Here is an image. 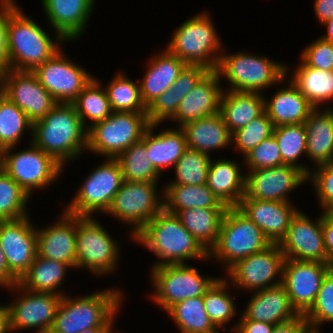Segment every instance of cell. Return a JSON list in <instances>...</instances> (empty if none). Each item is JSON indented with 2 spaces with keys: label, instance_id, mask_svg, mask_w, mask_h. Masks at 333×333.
Listing matches in <instances>:
<instances>
[{
  "label": "cell",
  "instance_id": "6da1fadb",
  "mask_svg": "<svg viewBox=\"0 0 333 333\" xmlns=\"http://www.w3.org/2000/svg\"><path fill=\"white\" fill-rule=\"evenodd\" d=\"M87 132L72 103H57L32 123L31 142L66 167L86 153Z\"/></svg>",
  "mask_w": 333,
  "mask_h": 333
},
{
  "label": "cell",
  "instance_id": "7a4b0ae2",
  "mask_svg": "<svg viewBox=\"0 0 333 333\" xmlns=\"http://www.w3.org/2000/svg\"><path fill=\"white\" fill-rule=\"evenodd\" d=\"M132 241L158 257L152 267L187 264L188 260L210 261L208 252L185 229L180 219L165 209L145 224Z\"/></svg>",
  "mask_w": 333,
  "mask_h": 333
},
{
  "label": "cell",
  "instance_id": "3957f363",
  "mask_svg": "<svg viewBox=\"0 0 333 333\" xmlns=\"http://www.w3.org/2000/svg\"><path fill=\"white\" fill-rule=\"evenodd\" d=\"M124 294L121 288L107 287L77 295V298L68 293L63 295L48 333H79L94 327H114L117 315L123 309Z\"/></svg>",
  "mask_w": 333,
  "mask_h": 333
},
{
  "label": "cell",
  "instance_id": "277c9868",
  "mask_svg": "<svg viewBox=\"0 0 333 333\" xmlns=\"http://www.w3.org/2000/svg\"><path fill=\"white\" fill-rule=\"evenodd\" d=\"M8 34L10 65L16 71L33 72L68 43L59 33L52 39L18 4L9 12Z\"/></svg>",
  "mask_w": 333,
  "mask_h": 333
},
{
  "label": "cell",
  "instance_id": "5b68a950",
  "mask_svg": "<svg viewBox=\"0 0 333 333\" xmlns=\"http://www.w3.org/2000/svg\"><path fill=\"white\" fill-rule=\"evenodd\" d=\"M223 52L219 58L216 72L220 79H226L229 87L223 90L262 93L270 86L285 85L286 64L270 59V57L241 51L232 54Z\"/></svg>",
  "mask_w": 333,
  "mask_h": 333
},
{
  "label": "cell",
  "instance_id": "8992f818",
  "mask_svg": "<svg viewBox=\"0 0 333 333\" xmlns=\"http://www.w3.org/2000/svg\"><path fill=\"white\" fill-rule=\"evenodd\" d=\"M214 24L206 10L193 15L178 25L165 48L187 65L214 71L224 48Z\"/></svg>",
  "mask_w": 333,
  "mask_h": 333
},
{
  "label": "cell",
  "instance_id": "52a82bcc",
  "mask_svg": "<svg viewBox=\"0 0 333 333\" xmlns=\"http://www.w3.org/2000/svg\"><path fill=\"white\" fill-rule=\"evenodd\" d=\"M272 243L261 229L237 207H229L222 220L218 239L209 251L211 261L226 272L237 261L260 252Z\"/></svg>",
  "mask_w": 333,
  "mask_h": 333
},
{
  "label": "cell",
  "instance_id": "ba28073f",
  "mask_svg": "<svg viewBox=\"0 0 333 333\" xmlns=\"http://www.w3.org/2000/svg\"><path fill=\"white\" fill-rule=\"evenodd\" d=\"M100 222L94 216H77L76 271L87 269L99 277L117 271L122 252Z\"/></svg>",
  "mask_w": 333,
  "mask_h": 333
},
{
  "label": "cell",
  "instance_id": "9c48e42d",
  "mask_svg": "<svg viewBox=\"0 0 333 333\" xmlns=\"http://www.w3.org/2000/svg\"><path fill=\"white\" fill-rule=\"evenodd\" d=\"M149 270L153 292L148 297L164 313L185 299L204 296L218 278L203 275L188 263L160 265Z\"/></svg>",
  "mask_w": 333,
  "mask_h": 333
},
{
  "label": "cell",
  "instance_id": "30bf717a",
  "mask_svg": "<svg viewBox=\"0 0 333 333\" xmlns=\"http://www.w3.org/2000/svg\"><path fill=\"white\" fill-rule=\"evenodd\" d=\"M149 125L147 113L113 112L88 129L86 152L116 159L132 144L141 141Z\"/></svg>",
  "mask_w": 333,
  "mask_h": 333
},
{
  "label": "cell",
  "instance_id": "8fae6325",
  "mask_svg": "<svg viewBox=\"0 0 333 333\" xmlns=\"http://www.w3.org/2000/svg\"><path fill=\"white\" fill-rule=\"evenodd\" d=\"M28 144V148L17 152L14 150L18 146L3 149L1 168L32 197L34 191H43L58 181L64 167L31 139Z\"/></svg>",
  "mask_w": 333,
  "mask_h": 333
},
{
  "label": "cell",
  "instance_id": "7c38bea8",
  "mask_svg": "<svg viewBox=\"0 0 333 333\" xmlns=\"http://www.w3.org/2000/svg\"><path fill=\"white\" fill-rule=\"evenodd\" d=\"M158 184L159 182L123 181L105 213L126 227H131L128 235L131 241L145 224L164 209V188L160 192Z\"/></svg>",
  "mask_w": 333,
  "mask_h": 333
},
{
  "label": "cell",
  "instance_id": "4fadbf2b",
  "mask_svg": "<svg viewBox=\"0 0 333 333\" xmlns=\"http://www.w3.org/2000/svg\"><path fill=\"white\" fill-rule=\"evenodd\" d=\"M102 164L90 171L77 187L71 201L63 210L75 216L105 214L123 180L122 170L116 159L105 158Z\"/></svg>",
  "mask_w": 333,
  "mask_h": 333
},
{
  "label": "cell",
  "instance_id": "5bb4252c",
  "mask_svg": "<svg viewBox=\"0 0 333 333\" xmlns=\"http://www.w3.org/2000/svg\"><path fill=\"white\" fill-rule=\"evenodd\" d=\"M15 291L11 300L4 304L7 314L10 333L31 329L34 333H48L53 325L55 314L62 296L35 292L22 288L18 283L3 288V290ZM18 296V297H17ZM20 329V330H19Z\"/></svg>",
  "mask_w": 333,
  "mask_h": 333
},
{
  "label": "cell",
  "instance_id": "9a60e30c",
  "mask_svg": "<svg viewBox=\"0 0 333 333\" xmlns=\"http://www.w3.org/2000/svg\"><path fill=\"white\" fill-rule=\"evenodd\" d=\"M284 254L279 244L237 261L224 274L236 290L248 293L277 286L282 283ZM227 276V277H226Z\"/></svg>",
  "mask_w": 333,
  "mask_h": 333
},
{
  "label": "cell",
  "instance_id": "2e32d148",
  "mask_svg": "<svg viewBox=\"0 0 333 333\" xmlns=\"http://www.w3.org/2000/svg\"><path fill=\"white\" fill-rule=\"evenodd\" d=\"M65 47L57 51L33 73L57 103H72L94 77L67 57ZM70 59V60H69Z\"/></svg>",
  "mask_w": 333,
  "mask_h": 333
},
{
  "label": "cell",
  "instance_id": "e0dca14e",
  "mask_svg": "<svg viewBox=\"0 0 333 333\" xmlns=\"http://www.w3.org/2000/svg\"><path fill=\"white\" fill-rule=\"evenodd\" d=\"M308 182V176L290 165L245 172V193L242 199L292 203L290 193Z\"/></svg>",
  "mask_w": 333,
  "mask_h": 333
},
{
  "label": "cell",
  "instance_id": "ac0fdd59",
  "mask_svg": "<svg viewBox=\"0 0 333 333\" xmlns=\"http://www.w3.org/2000/svg\"><path fill=\"white\" fill-rule=\"evenodd\" d=\"M311 220L299 209L292 217L286 236L279 246L285 259L328 263L322 231L323 211Z\"/></svg>",
  "mask_w": 333,
  "mask_h": 333
},
{
  "label": "cell",
  "instance_id": "d6986e66",
  "mask_svg": "<svg viewBox=\"0 0 333 333\" xmlns=\"http://www.w3.org/2000/svg\"><path fill=\"white\" fill-rule=\"evenodd\" d=\"M329 263L285 259L282 268V285L292 306L305 314L314 304Z\"/></svg>",
  "mask_w": 333,
  "mask_h": 333
},
{
  "label": "cell",
  "instance_id": "ffe728a7",
  "mask_svg": "<svg viewBox=\"0 0 333 333\" xmlns=\"http://www.w3.org/2000/svg\"><path fill=\"white\" fill-rule=\"evenodd\" d=\"M29 216L0 221V246L9 271L19 280L37 256L36 226Z\"/></svg>",
  "mask_w": 333,
  "mask_h": 333
},
{
  "label": "cell",
  "instance_id": "44dd1931",
  "mask_svg": "<svg viewBox=\"0 0 333 333\" xmlns=\"http://www.w3.org/2000/svg\"><path fill=\"white\" fill-rule=\"evenodd\" d=\"M1 79L3 95L16 104L32 123L44 118L57 104L33 72L11 69Z\"/></svg>",
  "mask_w": 333,
  "mask_h": 333
},
{
  "label": "cell",
  "instance_id": "7402d4cb",
  "mask_svg": "<svg viewBox=\"0 0 333 333\" xmlns=\"http://www.w3.org/2000/svg\"><path fill=\"white\" fill-rule=\"evenodd\" d=\"M58 217L60 218L46 228L36 227L37 254L46 259L66 263L74 270L76 269L77 216L63 210Z\"/></svg>",
  "mask_w": 333,
  "mask_h": 333
},
{
  "label": "cell",
  "instance_id": "603a6c76",
  "mask_svg": "<svg viewBox=\"0 0 333 333\" xmlns=\"http://www.w3.org/2000/svg\"><path fill=\"white\" fill-rule=\"evenodd\" d=\"M96 0H41L48 26L66 41H76L86 32ZM70 40V41H69Z\"/></svg>",
  "mask_w": 333,
  "mask_h": 333
},
{
  "label": "cell",
  "instance_id": "cb8c5ba5",
  "mask_svg": "<svg viewBox=\"0 0 333 333\" xmlns=\"http://www.w3.org/2000/svg\"><path fill=\"white\" fill-rule=\"evenodd\" d=\"M221 84L217 72L209 71L182 99L170 122H175L181 128L188 122L218 114L223 92Z\"/></svg>",
  "mask_w": 333,
  "mask_h": 333
},
{
  "label": "cell",
  "instance_id": "d4e9b609",
  "mask_svg": "<svg viewBox=\"0 0 333 333\" xmlns=\"http://www.w3.org/2000/svg\"><path fill=\"white\" fill-rule=\"evenodd\" d=\"M237 208L252 220L270 240L279 244L286 236L292 217L299 210L294 203L241 199Z\"/></svg>",
  "mask_w": 333,
  "mask_h": 333
},
{
  "label": "cell",
  "instance_id": "484cf974",
  "mask_svg": "<svg viewBox=\"0 0 333 333\" xmlns=\"http://www.w3.org/2000/svg\"><path fill=\"white\" fill-rule=\"evenodd\" d=\"M244 310V311H243ZM242 315L247 320L276 325L299 315L282 284L251 292Z\"/></svg>",
  "mask_w": 333,
  "mask_h": 333
},
{
  "label": "cell",
  "instance_id": "4316f807",
  "mask_svg": "<svg viewBox=\"0 0 333 333\" xmlns=\"http://www.w3.org/2000/svg\"><path fill=\"white\" fill-rule=\"evenodd\" d=\"M161 124H150L144 132L141 142L146 146L148 158L154 168L162 171L174 168L178 159L187 149L186 136L182 128H164L155 133Z\"/></svg>",
  "mask_w": 333,
  "mask_h": 333
},
{
  "label": "cell",
  "instance_id": "83f0119b",
  "mask_svg": "<svg viewBox=\"0 0 333 333\" xmlns=\"http://www.w3.org/2000/svg\"><path fill=\"white\" fill-rule=\"evenodd\" d=\"M143 79H138L143 103L148 107L158 96L169 89L187 65L166 48L147 60Z\"/></svg>",
  "mask_w": 333,
  "mask_h": 333
},
{
  "label": "cell",
  "instance_id": "f1b7e54d",
  "mask_svg": "<svg viewBox=\"0 0 333 333\" xmlns=\"http://www.w3.org/2000/svg\"><path fill=\"white\" fill-rule=\"evenodd\" d=\"M287 79L289 81L286 85H289L277 88L270 99L264 94L265 112L274 127L304 123L314 109L291 80Z\"/></svg>",
  "mask_w": 333,
  "mask_h": 333
},
{
  "label": "cell",
  "instance_id": "f546056e",
  "mask_svg": "<svg viewBox=\"0 0 333 333\" xmlns=\"http://www.w3.org/2000/svg\"><path fill=\"white\" fill-rule=\"evenodd\" d=\"M206 184L223 204L237 207L245 193V171L233 159H211Z\"/></svg>",
  "mask_w": 333,
  "mask_h": 333
},
{
  "label": "cell",
  "instance_id": "4dcf8cb0",
  "mask_svg": "<svg viewBox=\"0 0 333 333\" xmlns=\"http://www.w3.org/2000/svg\"><path fill=\"white\" fill-rule=\"evenodd\" d=\"M333 107L314 108L304 122L307 132L306 157L313 166L333 161Z\"/></svg>",
  "mask_w": 333,
  "mask_h": 333
},
{
  "label": "cell",
  "instance_id": "1f68e13d",
  "mask_svg": "<svg viewBox=\"0 0 333 333\" xmlns=\"http://www.w3.org/2000/svg\"><path fill=\"white\" fill-rule=\"evenodd\" d=\"M181 128L185 133L189 149L211 155L214 150H223L232 146V134L220 113L188 122Z\"/></svg>",
  "mask_w": 333,
  "mask_h": 333
},
{
  "label": "cell",
  "instance_id": "d6a6232c",
  "mask_svg": "<svg viewBox=\"0 0 333 333\" xmlns=\"http://www.w3.org/2000/svg\"><path fill=\"white\" fill-rule=\"evenodd\" d=\"M296 66L290 72L286 64V77L290 78L314 108H331L328 104L333 101V70L312 68L302 61Z\"/></svg>",
  "mask_w": 333,
  "mask_h": 333
},
{
  "label": "cell",
  "instance_id": "836d02e7",
  "mask_svg": "<svg viewBox=\"0 0 333 333\" xmlns=\"http://www.w3.org/2000/svg\"><path fill=\"white\" fill-rule=\"evenodd\" d=\"M265 111L264 94L223 90L219 113L232 134Z\"/></svg>",
  "mask_w": 333,
  "mask_h": 333
},
{
  "label": "cell",
  "instance_id": "e575fe53",
  "mask_svg": "<svg viewBox=\"0 0 333 333\" xmlns=\"http://www.w3.org/2000/svg\"><path fill=\"white\" fill-rule=\"evenodd\" d=\"M70 269L72 270V267L66 263L46 259L37 254L33 264L18 280V284L26 290L63 296L66 293L61 289Z\"/></svg>",
  "mask_w": 333,
  "mask_h": 333
},
{
  "label": "cell",
  "instance_id": "d590c367",
  "mask_svg": "<svg viewBox=\"0 0 333 333\" xmlns=\"http://www.w3.org/2000/svg\"><path fill=\"white\" fill-rule=\"evenodd\" d=\"M228 208H189L180 210L176 216L185 229L209 253L215 246L222 220Z\"/></svg>",
  "mask_w": 333,
  "mask_h": 333
},
{
  "label": "cell",
  "instance_id": "8d00e7d4",
  "mask_svg": "<svg viewBox=\"0 0 333 333\" xmlns=\"http://www.w3.org/2000/svg\"><path fill=\"white\" fill-rule=\"evenodd\" d=\"M164 209L171 214L189 208H229L209 189L201 185H164Z\"/></svg>",
  "mask_w": 333,
  "mask_h": 333
},
{
  "label": "cell",
  "instance_id": "74e56055",
  "mask_svg": "<svg viewBox=\"0 0 333 333\" xmlns=\"http://www.w3.org/2000/svg\"><path fill=\"white\" fill-rule=\"evenodd\" d=\"M102 84V81L94 76L72 102L87 130L113 113L106 90L104 86L102 88Z\"/></svg>",
  "mask_w": 333,
  "mask_h": 333
},
{
  "label": "cell",
  "instance_id": "f35d334b",
  "mask_svg": "<svg viewBox=\"0 0 333 333\" xmlns=\"http://www.w3.org/2000/svg\"><path fill=\"white\" fill-rule=\"evenodd\" d=\"M181 333H219L211 322L203 296L185 299L173 305L166 313Z\"/></svg>",
  "mask_w": 333,
  "mask_h": 333
},
{
  "label": "cell",
  "instance_id": "ab89813d",
  "mask_svg": "<svg viewBox=\"0 0 333 333\" xmlns=\"http://www.w3.org/2000/svg\"><path fill=\"white\" fill-rule=\"evenodd\" d=\"M229 281L218 277L203 296L206 312L213 325L220 331H227L228 324L237 316L235 296L230 294Z\"/></svg>",
  "mask_w": 333,
  "mask_h": 333
},
{
  "label": "cell",
  "instance_id": "60d3db41",
  "mask_svg": "<svg viewBox=\"0 0 333 333\" xmlns=\"http://www.w3.org/2000/svg\"><path fill=\"white\" fill-rule=\"evenodd\" d=\"M126 75L123 70L117 71L111 81L103 85L112 111L147 113V107L141 98L139 81Z\"/></svg>",
  "mask_w": 333,
  "mask_h": 333
},
{
  "label": "cell",
  "instance_id": "b9f144b4",
  "mask_svg": "<svg viewBox=\"0 0 333 333\" xmlns=\"http://www.w3.org/2000/svg\"><path fill=\"white\" fill-rule=\"evenodd\" d=\"M273 135L279 146L282 165L297 167L308 176L311 171L310 166L298 162L300 157L306 155L307 150V132L304 123L274 127Z\"/></svg>",
  "mask_w": 333,
  "mask_h": 333
},
{
  "label": "cell",
  "instance_id": "7bdbcfd3",
  "mask_svg": "<svg viewBox=\"0 0 333 333\" xmlns=\"http://www.w3.org/2000/svg\"><path fill=\"white\" fill-rule=\"evenodd\" d=\"M26 132L32 137V122L16 104L3 95L0 98V148L3 150L19 145Z\"/></svg>",
  "mask_w": 333,
  "mask_h": 333
},
{
  "label": "cell",
  "instance_id": "ee69618b",
  "mask_svg": "<svg viewBox=\"0 0 333 333\" xmlns=\"http://www.w3.org/2000/svg\"><path fill=\"white\" fill-rule=\"evenodd\" d=\"M116 160L119 162L124 181L158 182L161 174L148 158L146 146L139 141L124 150Z\"/></svg>",
  "mask_w": 333,
  "mask_h": 333
},
{
  "label": "cell",
  "instance_id": "f6af8a7d",
  "mask_svg": "<svg viewBox=\"0 0 333 333\" xmlns=\"http://www.w3.org/2000/svg\"><path fill=\"white\" fill-rule=\"evenodd\" d=\"M210 161V154L187 148L173 168L175 177L164 185L206 184Z\"/></svg>",
  "mask_w": 333,
  "mask_h": 333
},
{
  "label": "cell",
  "instance_id": "bcb514c9",
  "mask_svg": "<svg viewBox=\"0 0 333 333\" xmlns=\"http://www.w3.org/2000/svg\"><path fill=\"white\" fill-rule=\"evenodd\" d=\"M29 194L2 168L0 169V221L17 220L29 215Z\"/></svg>",
  "mask_w": 333,
  "mask_h": 333
},
{
  "label": "cell",
  "instance_id": "7dc6e473",
  "mask_svg": "<svg viewBox=\"0 0 333 333\" xmlns=\"http://www.w3.org/2000/svg\"><path fill=\"white\" fill-rule=\"evenodd\" d=\"M274 125L264 111L260 116L250 121L245 127L232 133L231 145L244 156L266 138L273 135Z\"/></svg>",
  "mask_w": 333,
  "mask_h": 333
},
{
  "label": "cell",
  "instance_id": "c3c4849f",
  "mask_svg": "<svg viewBox=\"0 0 333 333\" xmlns=\"http://www.w3.org/2000/svg\"><path fill=\"white\" fill-rule=\"evenodd\" d=\"M304 316L308 326L313 328L333 323V274L330 271L322 281L314 304Z\"/></svg>",
  "mask_w": 333,
  "mask_h": 333
},
{
  "label": "cell",
  "instance_id": "681fc988",
  "mask_svg": "<svg viewBox=\"0 0 333 333\" xmlns=\"http://www.w3.org/2000/svg\"><path fill=\"white\" fill-rule=\"evenodd\" d=\"M243 166L247 170L273 168L282 165L278 143L271 135L243 156Z\"/></svg>",
  "mask_w": 333,
  "mask_h": 333
},
{
  "label": "cell",
  "instance_id": "f907efd6",
  "mask_svg": "<svg viewBox=\"0 0 333 333\" xmlns=\"http://www.w3.org/2000/svg\"><path fill=\"white\" fill-rule=\"evenodd\" d=\"M311 168L308 182L314 187L321 211L333 212V161Z\"/></svg>",
  "mask_w": 333,
  "mask_h": 333
},
{
  "label": "cell",
  "instance_id": "816d5d0a",
  "mask_svg": "<svg viewBox=\"0 0 333 333\" xmlns=\"http://www.w3.org/2000/svg\"><path fill=\"white\" fill-rule=\"evenodd\" d=\"M300 60L312 68L333 70V44L318 37L302 50Z\"/></svg>",
  "mask_w": 333,
  "mask_h": 333
},
{
  "label": "cell",
  "instance_id": "f5cc1de1",
  "mask_svg": "<svg viewBox=\"0 0 333 333\" xmlns=\"http://www.w3.org/2000/svg\"><path fill=\"white\" fill-rule=\"evenodd\" d=\"M179 103L174 92L169 88L147 107L149 124H161L170 120L178 109Z\"/></svg>",
  "mask_w": 333,
  "mask_h": 333
},
{
  "label": "cell",
  "instance_id": "db71d44e",
  "mask_svg": "<svg viewBox=\"0 0 333 333\" xmlns=\"http://www.w3.org/2000/svg\"><path fill=\"white\" fill-rule=\"evenodd\" d=\"M17 5V0H0V77L11 70L8 26L9 12Z\"/></svg>",
  "mask_w": 333,
  "mask_h": 333
},
{
  "label": "cell",
  "instance_id": "11a10c76",
  "mask_svg": "<svg viewBox=\"0 0 333 333\" xmlns=\"http://www.w3.org/2000/svg\"><path fill=\"white\" fill-rule=\"evenodd\" d=\"M209 71L203 66L186 65L170 87L177 97V102L180 103Z\"/></svg>",
  "mask_w": 333,
  "mask_h": 333
},
{
  "label": "cell",
  "instance_id": "9f6ffc18",
  "mask_svg": "<svg viewBox=\"0 0 333 333\" xmlns=\"http://www.w3.org/2000/svg\"><path fill=\"white\" fill-rule=\"evenodd\" d=\"M235 324L228 328V333H272L274 325L270 323L258 322L254 320H247L241 313H239Z\"/></svg>",
  "mask_w": 333,
  "mask_h": 333
},
{
  "label": "cell",
  "instance_id": "6f0895ef",
  "mask_svg": "<svg viewBox=\"0 0 333 333\" xmlns=\"http://www.w3.org/2000/svg\"><path fill=\"white\" fill-rule=\"evenodd\" d=\"M322 231L329 263L333 259V212L323 211Z\"/></svg>",
  "mask_w": 333,
  "mask_h": 333
},
{
  "label": "cell",
  "instance_id": "680465c9",
  "mask_svg": "<svg viewBox=\"0 0 333 333\" xmlns=\"http://www.w3.org/2000/svg\"><path fill=\"white\" fill-rule=\"evenodd\" d=\"M308 326L303 314L288 321L274 325L272 333H301Z\"/></svg>",
  "mask_w": 333,
  "mask_h": 333
},
{
  "label": "cell",
  "instance_id": "91938a15",
  "mask_svg": "<svg viewBox=\"0 0 333 333\" xmlns=\"http://www.w3.org/2000/svg\"><path fill=\"white\" fill-rule=\"evenodd\" d=\"M313 2L314 14L320 25L333 18V0H313Z\"/></svg>",
  "mask_w": 333,
  "mask_h": 333
},
{
  "label": "cell",
  "instance_id": "94428289",
  "mask_svg": "<svg viewBox=\"0 0 333 333\" xmlns=\"http://www.w3.org/2000/svg\"><path fill=\"white\" fill-rule=\"evenodd\" d=\"M18 283V279L9 271L5 255L0 246V287L5 288Z\"/></svg>",
  "mask_w": 333,
  "mask_h": 333
},
{
  "label": "cell",
  "instance_id": "6125c7cd",
  "mask_svg": "<svg viewBox=\"0 0 333 333\" xmlns=\"http://www.w3.org/2000/svg\"><path fill=\"white\" fill-rule=\"evenodd\" d=\"M0 333H10L8 314L4 304H0Z\"/></svg>",
  "mask_w": 333,
  "mask_h": 333
},
{
  "label": "cell",
  "instance_id": "be15d7a7",
  "mask_svg": "<svg viewBox=\"0 0 333 333\" xmlns=\"http://www.w3.org/2000/svg\"><path fill=\"white\" fill-rule=\"evenodd\" d=\"M321 26L325 27L327 31L320 37L333 44V18L325 21Z\"/></svg>",
  "mask_w": 333,
  "mask_h": 333
},
{
  "label": "cell",
  "instance_id": "e7e4bbea",
  "mask_svg": "<svg viewBox=\"0 0 333 333\" xmlns=\"http://www.w3.org/2000/svg\"><path fill=\"white\" fill-rule=\"evenodd\" d=\"M115 327H94L79 333H112Z\"/></svg>",
  "mask_w": 333,
  "mask_h": 333
},
{
  "label": "cell",
  "instance_id": "03108f58",
  "mask_svg": "<svg viewBox=\"0 0 333 333\" xmlns=\"http://www.w3.org/2000/svg\"><path fill=\"white\" fill-rule=\"evenodd\" d=\"M320 328H313L310 326H307L301 333H323L322 330L320 331Z\"/></svg>",
  "mask_w": 333,
  "mask_h": 333
},
{
  "label": "cell",
  "instance_id": "003e7915",
  "mask_svg": "<svg viewBox=\"0 0 333 333\" xmlns=\"http://www.w3.org/2000/svg\"><path fill=\"white\" fill-rule=\"evenodd\" d=\"M3 96V81L0 77V98Z\"/></svg>",
  "mask_w": 333,
  "mask_h": 333
},
{
  "label": "cell",
  "instance_id": "a7ac6f4b",
  "mask_svg": "<svg viewBox=\"0 0 333 333\" xmlns=\"http://www.w3.org/2000/svg\"><path fill=\"white\" fill-rule=\"evenodd\" d=\"M329 271L333 274V259L329 262Z\"/></svg>",
  "mask_w": 333,
  "mask_h": 333
},
{
  "label": "cell",
  "instance_id": "89a4df30",
  "mask_svg": "<svg viewBox=\"0 0 333 333\" xmlns=\"http://www.w3.org/2000/svg\"><path fill=\"white\" fill-rule=\"evenodd\" d=\"M1 162H2V149L0 148V169H1Z\"/></svg>",
  "mask_w": 333,
  "mask_h": 333
},
{
  "label": "cell",
  "instance_id": "2644e50d",
  "mask_svg": "<svg viewBox=\"0 0 333 333\" xmlns=\"http://www.w3.org/2000/svg\"><path fill=\"white\" fill-rule=\"evenodd\" d=\"M112 333H124V332L118 331L116 328V330H114Z\"/></svg>",
  "mask_w": 333,
  "mask_h": 333
}]
</instances>
